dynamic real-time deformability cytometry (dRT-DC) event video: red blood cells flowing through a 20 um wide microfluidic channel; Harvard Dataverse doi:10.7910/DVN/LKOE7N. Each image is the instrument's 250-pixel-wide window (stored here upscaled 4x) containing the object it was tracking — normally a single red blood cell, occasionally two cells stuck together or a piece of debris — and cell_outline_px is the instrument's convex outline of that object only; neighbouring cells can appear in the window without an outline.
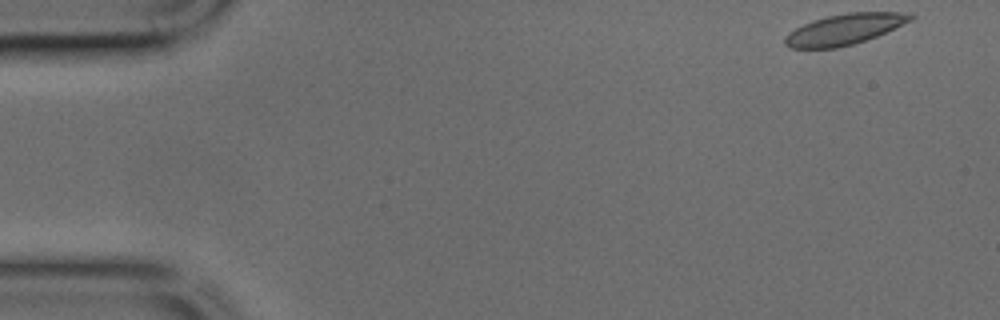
{"species": "common noctule bat (a hibernating species)", "species_latin": "Nyctalus noctula", "temperature_condition": "cold", "stored_images_in_passage": 8, "camera_frame_rate_fps": 3000, "um_per_image_px": 0.085, "animal": {"sex": "male", "body_mass_g": 17.9, "forearm_length_mm": 54.2}, "frame": {"image": 1, "passage_image": 1, "time_ms": 0.0, "image_size_px": [1000, 320], "cell_outline_px": [[916, 16], [912, 20], [876, 36], [852, 44], [836, 48], [788, 48], [784, 44], [784, 36], [788, 32], [812, 20], [828, 16], [848, 12], [900, 12]], "centroid_in_image_um": [71.73, 2.49], "position_along_channel_um": 13.3, "area_um2": 22.31}}